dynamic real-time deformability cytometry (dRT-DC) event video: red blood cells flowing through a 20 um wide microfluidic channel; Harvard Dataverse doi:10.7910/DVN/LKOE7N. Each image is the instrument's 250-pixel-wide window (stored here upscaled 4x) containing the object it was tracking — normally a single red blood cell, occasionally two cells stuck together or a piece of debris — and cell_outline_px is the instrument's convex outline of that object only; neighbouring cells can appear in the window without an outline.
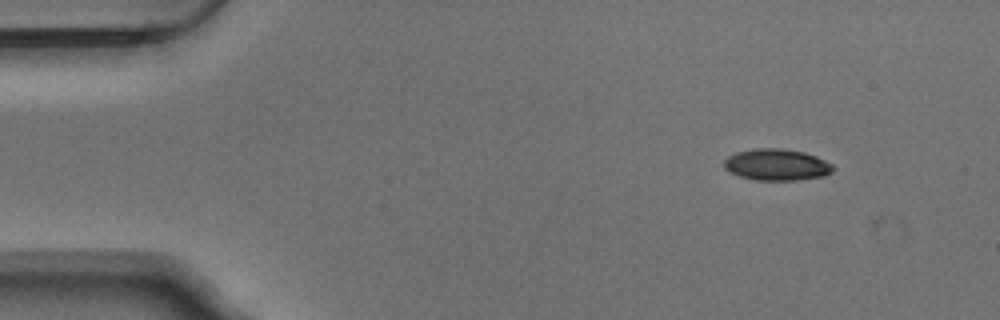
{"species": "Egyptian fruit bat (a non-hibernating species)", "species_latin": "Rousettus aegyptiacus", "temperature_condition": "warm", "stored_images_in_passage": 49, "camera_frame_rate_fps": 3000, "um_per_image_px": 0.085, "animal": {"sex": "male"}, "frame": {"image": 1, "passage_image": 1, "time_ms": 0.0, "image_size_px": [1000, 320], "cell_outline_px": [[836, 168], [832, 172], [824, 176], [796, 180], [756, 180], [740, 176], [724, 168], [724, 160], [728, 156], [736, 152], [756, 148], [780, 148], [804, 152], [816, 156], [832, 164]], "centroid_in_image_um": [66.04, 14.0], "position_along_channel_um": 19.0, "area_um2": 20.0}}
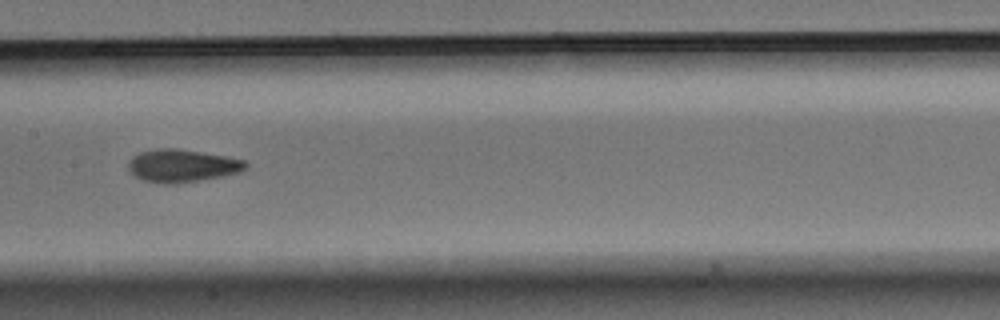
{"frame": {"image": 2, "passage_image": 22, "time_ms": 7.0, "image_size_px": [1000, 320], "cell_outline_px": [[248, 168], [240, 172], [224, 176], [180, 184], [164, 184], [144, 180], [136, 176], [128, 168], [128, 164], [132, 156], [140, 152], [156, 148], [176, 148], [224, 156], [244, 160], [248, 164]], "centroid_in_image_um": [15.5, 14.09], "position_along_channel_um": 191.9, "area_um2": 22.48}}
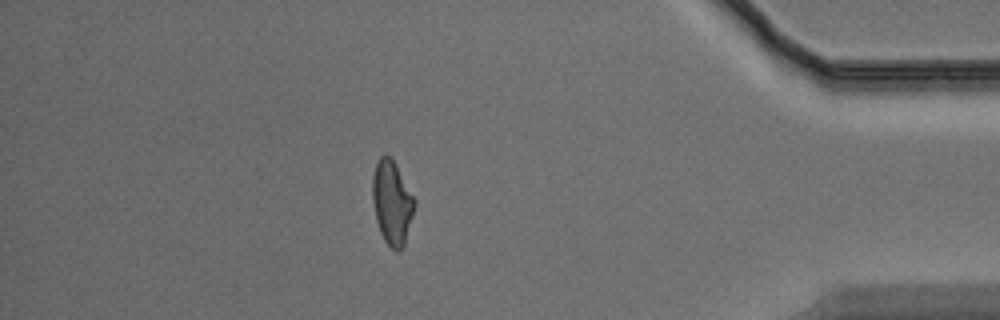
{"frame": {"image": 3, "passage_image": 42, "time_ms": 13.667, "image_size_px": [1000, 320], "cell_outline_px": [[416, 204], [404, 244], [396, 252], [384, 240], [380, 232], [376, 220], [372, 200], [372, 176], [376, 164], [380, 156], [384, 152], [396, 164], [416, 200]], "centroid_in_image_um": [33.31, 17.19], "position_along_channel_um": 401.9, "area_um2": 20.52}, "authors_computed_cell_mechanics": {"area_um2": 20.7502, "velocity_mm_per_s": 3.746, "shape_relaxation_time_tau1_ms": 5.2561, "shape_relaxation_time_tau2_ms": 2.1837, "deformation_change_tau1": 0.158, "deformation_change_tau2": 0.088}}